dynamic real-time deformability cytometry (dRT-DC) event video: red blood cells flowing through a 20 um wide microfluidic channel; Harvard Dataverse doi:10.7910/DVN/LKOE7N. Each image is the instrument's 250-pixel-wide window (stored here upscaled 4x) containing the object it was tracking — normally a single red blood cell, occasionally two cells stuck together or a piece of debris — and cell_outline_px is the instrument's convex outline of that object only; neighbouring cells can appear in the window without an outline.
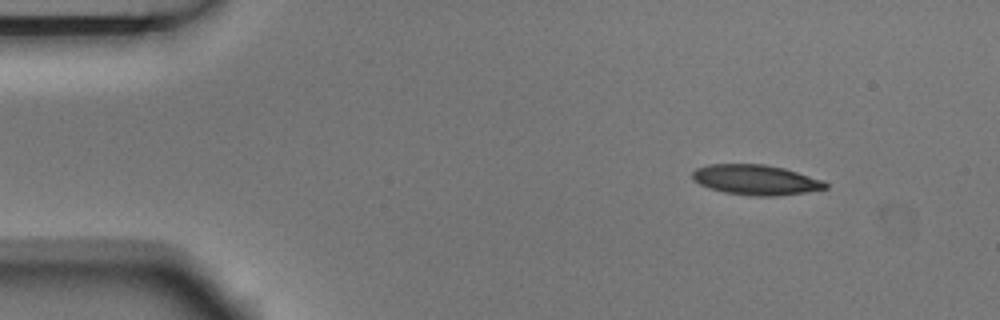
{"species": "Egyptian fruit bat (a non-hibernating species)", "species_latin": "Rousettus aegyptiacus", "temperature_condition": "room temperature", "stored_images_in_passage": 5, "camera_frame_rate_fps": 3000, "um_per_image_px": 0.085, "animal": {"sex": "male"}, "frame": {"image": 1, "passage_image": 1, "time_ms": 0.0, "image_size_px": [1000, 320], "cell_outline_px": [[828, 188], [804, 192], [772, 196], [756, 196], [724, 192], [700, 184], [692, 180], [692, 172], [696, 168], [708, 164], [764, 164], [784, 168], [824, 180], [828, 184]], "centroid_in_image_um": [64.24, 15.27], "position_along_channel_um": 20.8, "area_um2": 23.24}}
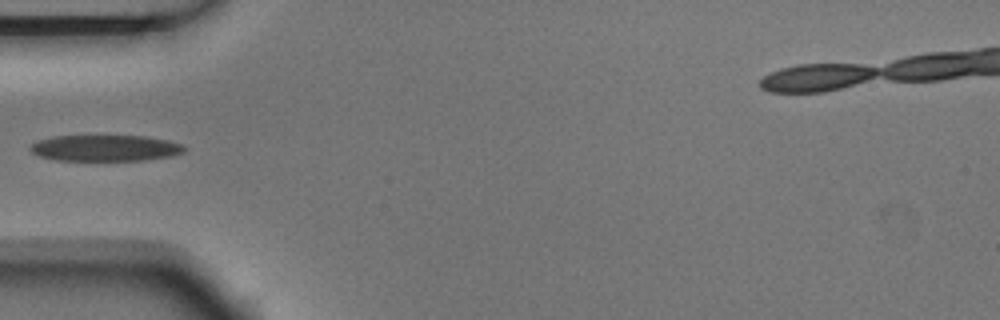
{"frame": {"image": 2, "passage_image": 4, "time_ms": 1.0, "image_size_px": [1000, 320], "cell_outline_px": [[184, 152], [168, 156], [144, 160], [56, 160], [40, 156], [32, 152], [28, 148], [36, 140], [52, 136], [144, 136], [168, 140], [180, 144], [184, 148]], "centroid_in_image_um": [8.88, 12.58], "position_along_channel_um": 76.1, "area_um2": 23.29}}
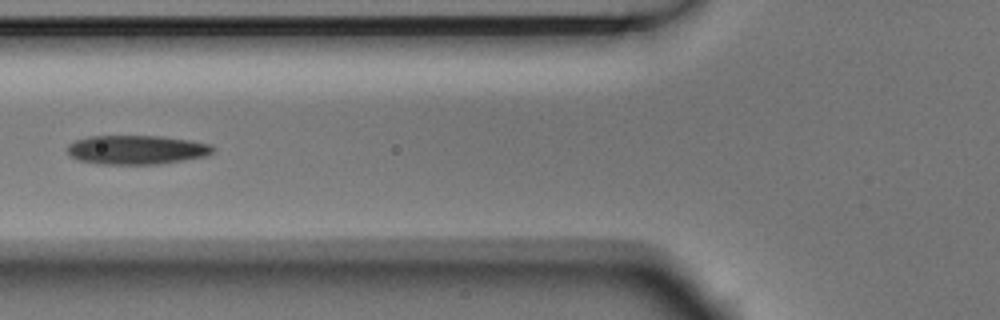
{"frame": {"image": 3, "passage_image": 5, "time_ms": 1.333, "image_size_px": [1000, 320], "cell_outline_px": [[216, 148], [208, 156], [156, 164], [96, 164], [80, 160], [72, 156], [68, 152], [68, 144], [76, 140], [88, 136], [160, 136], [188, 140], [208, 144]], "centroid_in_image_um": [11.6, 12.73], "position_along_channel_um": 114.2, "area_um2": 24.51}}